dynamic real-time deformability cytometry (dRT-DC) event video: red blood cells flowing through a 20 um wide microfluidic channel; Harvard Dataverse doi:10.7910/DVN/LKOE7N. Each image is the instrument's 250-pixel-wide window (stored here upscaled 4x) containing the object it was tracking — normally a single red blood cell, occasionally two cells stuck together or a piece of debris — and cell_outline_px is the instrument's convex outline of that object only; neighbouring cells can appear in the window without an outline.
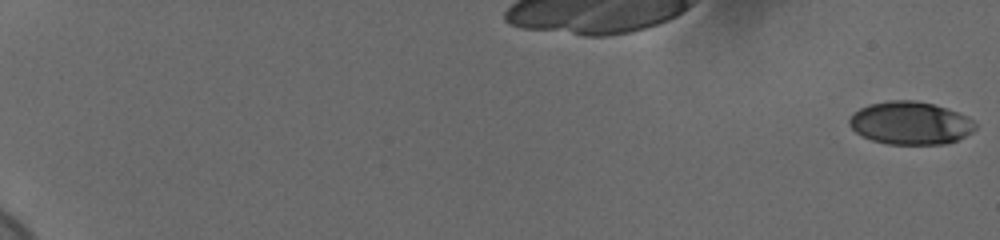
{"species": "human", "species_latin": "Homo sapiens", "temperature_condition": "cold", "stored_images_in_passage": 60, "camera_frame_rate_fps": 3000, "um_per_image_px": 0.085, "donor": {"sex": "female"}, "frame": {"image": 1, "passage_image": 1, "time_ms": 0.0, "image_size_px": [1000, 240], "cell_outline_px": [[976, 128], [972, 132], [956, 140], [944, 144], [888, 144], [872, 140], [856, 132], [848, 124], [848, 120], [860, 108], [868, 104], [888, 100], [916, 100], [932, 104], [956, 112], [972, 120], [976, 124]], "centroid_in_image_um": [77.36, 10.46], "position_along_channel_um": 7.6, "area_um2": 31.15}}
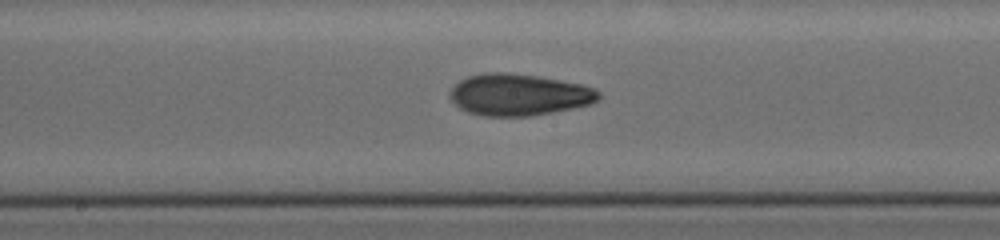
{"frame": {"image": 2, "passage_image": 36, "time_ms": 11.667, "image_size_px": [1000, 240], "cell_outline_px": [[600, 100], [592, 104], [552, 112], [528, 116], [484, 116], [468, 112], [460, 108], [452, 100], [452, 88], [460, 80], [468, 76], [488, 72], [508, 72], [536, 76], [580, 84], [592, 88], [600, 92]], "centroid_in_image_um": [44.13, 8.05], "position_along_channel_um": 204.1, "area_um2": 35.78}}
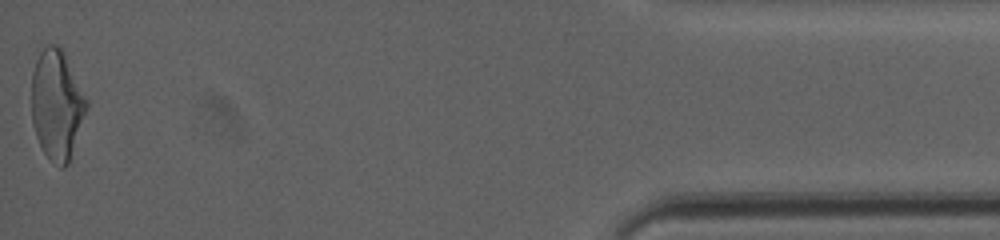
{"frame": {"image": 3, "passage_image": 60, "time_ms": 19.667, "image_size_px": [1000, 240], "cell_outline_px": [[88, 104], [68, 164], [64, 168], [60, 168], [44, 152], [36, 136], [32, 124], [32, 72], [36, 60], [40, 52], [48, 44], [60, 44], [88, 100]], "centroid_in_image_um": [4.82, 8.86], "position_along_channel_um": 430.4, "area_um2": 34.91}, "authors_computed_cell_mechanics": {"area_um2": 33.813, "velocity_mm_per_s": 3.6892, "shape_relaxation_time_tau1_ms": 6.9044, "shape_relaxation_time_tau2_ms": 2.8737, "deformation_change_tau1": 0.1977, "deformation_change_tau2": 0.0948}}